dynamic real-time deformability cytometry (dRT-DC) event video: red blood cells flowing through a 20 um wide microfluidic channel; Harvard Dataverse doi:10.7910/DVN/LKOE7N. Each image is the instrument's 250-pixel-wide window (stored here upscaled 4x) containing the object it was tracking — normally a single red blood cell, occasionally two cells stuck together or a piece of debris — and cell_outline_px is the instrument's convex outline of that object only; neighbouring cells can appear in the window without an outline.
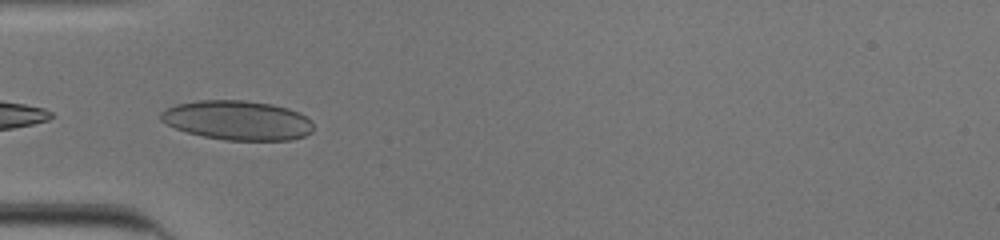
{"species": "human", "species_latin": "Homo sapiens", "temperature_condition": "cold", "stored_images_in_passage": 5, "camera_frame_rate_fps": 3000, "um_per_image_px": 0.085, "donor": {"sex": "male"}, "frame": {"image": 1, "passage_image": 1, "time_ms": 0.0, "image_size_px": [1000, 240], "cell_outline_px": [[312, 132], [304, 136], [292, 140], [224, 140], [204, 136], [188, 132], [176, 128], [160, 120], [160, 112], [164, 108], [176, 104], [200, 100], [244, 100], [272, 104], [288, 108], [300, 112], [312, 120]], "centroid_in_image_um": [20.2, 10.22], "position_along_channel_um": 64.8, "area_um2": 35.2}}